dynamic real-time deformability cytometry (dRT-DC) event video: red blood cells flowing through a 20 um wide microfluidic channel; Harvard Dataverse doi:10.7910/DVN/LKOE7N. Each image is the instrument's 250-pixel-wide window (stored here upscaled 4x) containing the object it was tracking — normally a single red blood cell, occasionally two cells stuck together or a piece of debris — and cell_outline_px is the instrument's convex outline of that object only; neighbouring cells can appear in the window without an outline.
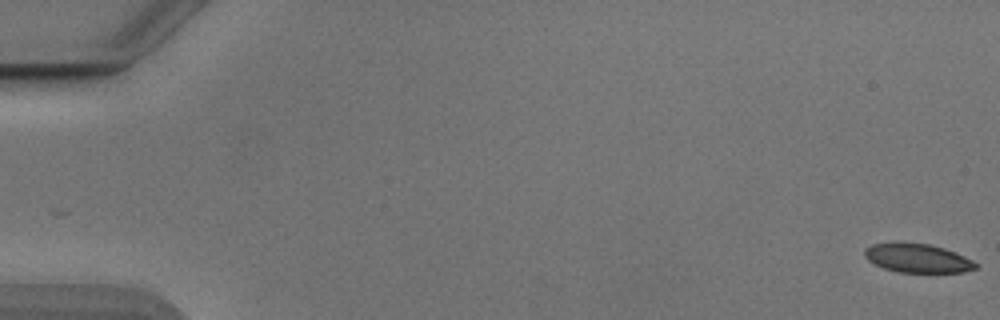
{"species": "Egyptian fruit bat (a non-hibernating species)", "species_latin": "Rousettus aegyptiacus", "temperature_condition": "cold", "stored_images_in_passage": 54, "camera_frame_rate_fps": 3000, "um_per_image_px": 0.085, "animal": {"sex": "male"}, "frame": {"image": 1, "passage_image": 1, "time_ms": 0.0, "image_size_px": [1000, 320], "cell_outline_px": [[980, 264], [976, 268], [964, 272], [900, 272], [884, 268], [868, 260], [864, 256], [864, 248], [872, 244], [896, 240], [928, 244], [944, 248], [956, 252]], "centroid_in_image_um": [77.96, 21.91], "position_along_channel_um": 7.0, "area_um2": 19.07}}
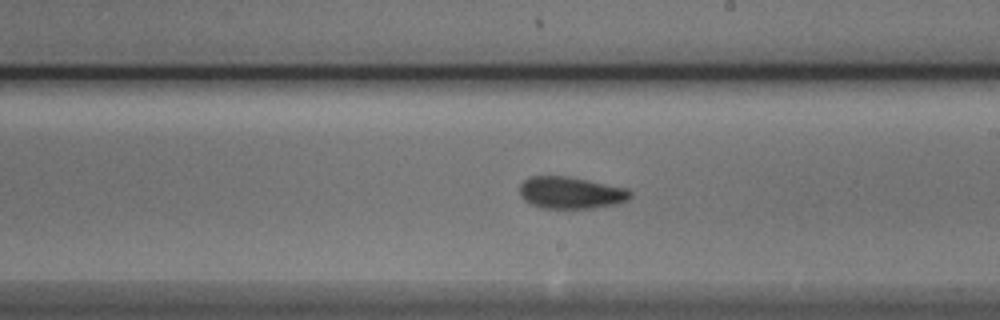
{"frame": {"image": 2, "passage_image": 32, "time_ms": 10.333, "image_size_px": [1000, 320], "cell_outline_px": [[632, 196], [628, 200], [620, 204], [596, 208], [540, 208], [524, 200], [520, 196], [520, 184], [524, 180], [532, 176], [568, 176], [628, 188], [632, 192]], "centroid_in_image_um": [48.56, 16.39], "position_along_channel_um": 240.4, "area_um2": 20.87}}
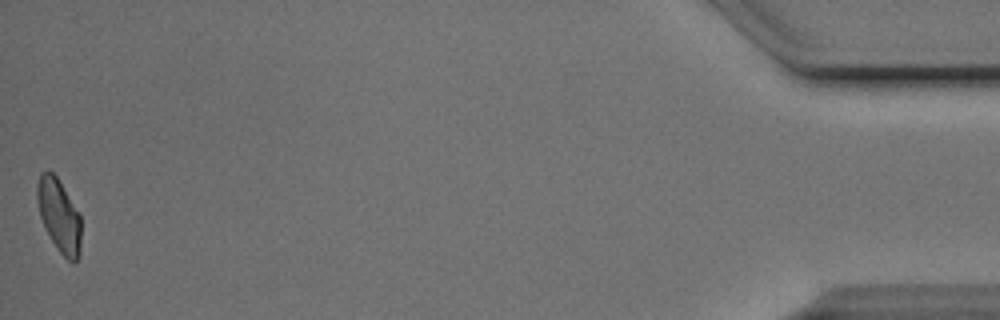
{"frame": {"image": 3, "passage_image": 54, "time_ms": 17.667, "image_size_px": [1000, 320], "cell_outline_px": [[80, 256], [76, 260], [68, 260], [56, 248], [40, 216], [36, 200], [36, 184], [40, 172], [48, 168], [56, 176], [80, 216]], "centroid_in_image_um": [4.98, 18.27], "position_along_channel_um": 430.2, "area_um2": 18.44}, "authors_computed_cell_mechanics": {"area_um2": 20.0855, "velocity_mm_per_s": 3.8611, "shape_relaxation_time_tau1_ms": 4.9509, "shape_relaxation_time_tau2_ms": 2.0175, "deformation_change_tau1": 0.1095, "deformation_change_tau2": 0.0704}}